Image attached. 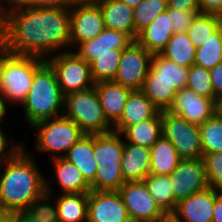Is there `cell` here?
Wrapping results in <instances>:
<instances>
[{"label":"cell","instance_id":"cell-1","mask_svg":"<svg viewBox=\"0 0 222 222\" xmlns=\"http://www.w3.org/2000/svg\"><path fill=\"white\" fill-rule=\"evenodd\" d=\"M0 42L18 55L47 59L64 52L71 47L70 7H6L0 11Z\"/></svg>","mask_w":222,"mask_h":222},{"label":"cell","instance_id":"cell-2","mask_svg":"<svg viewBox=\"0 0 222 222\" xmlns=\"http://www.w3.org/2000/svg\"><path fill=\"white\" fill-rule=\"evenodd\" d=\"M24 147L0 164V210H33L46 205L45 177ZM3 170V172L1 171Z\"/></svg>","mask_w":222,"mask_h":222},{"label":"cell","instance_id":"cell-3","mask_svg":"<svg viewBox=\"0 0 222 222\" xmlns=\"http://www.w3.org/2000/svg\"><path fill=\"white\" fill-rule=\"evenodd\" d=\"M28 126L63 115L64 95L52 66L45 60L36 70L33 82L22 104Z\"/></svg>","mask_w":222,"mask_h":222},{"label":"cell","instance_id":"cell-4","mask_svg":"<svg viewBox=\"0 0 222 222\" xmlns=\"http://www.w3.org/2000/svg\"><path fill=\"white\" fill-rule=\"evenodd\" d=\"M44 58L8 52L1 43L0 94L7 102L22 105L30 91L35 70Z\"/></svg>","mask_w":222,"mask_h":222},{"label":"cell","instance_id":"cell-5","mask_svg":"<svg viewBox=\"0 0 222 222\" xmlns=\"http://www.w3.org/2000/svg\"><path fill=\"white\" fill-rule=\"evenodd\" d=\"M63 115L74 121L85 134H106L113 131L95 85L65 95Z\"/></svg>","mask_w":222,"mask_h":222},{"label":"cell","instance_id":"cell-6","mask_svg":"<svg viewBox=\"0 0 222 222\" xmlns=\"http://www.w3.org/2000/svg\"><path fill=\"white\" fill-rule=\"evenodd\" d=\"M31 128H34L37 134L35 149L39 152L54 153L52 159L63 158L85 135L74 121L64 115L37 122Z\"/></svg>","mask_w":222,"mask_h":222},{"label":"cell","instance_id":"cell-7","mask_svg":"<svg viewBox=\"0 0 222 222\" xmlns=\"http://www.w3.org/2000/svg\"><path fill=\"white\" fill-rule=\"evenodd\" d=\"M45 60L52 66L64 96L95 85L90 64L74 51L65 49L64 52L54 54Z\"/></svg>","mask_w":222,"mask_h":222},{"label":"cell","instance_id":"cell-8","mask_svg":"<svg viewBox=\"0 0 222 222\" xmlns=\"http://www.w3.org/2000/svg\"><path fill=\"white\" fill-rule=\"evenodd\" d=\"M162 134L169 139L182 159L203 158L200 130L197 124L169 110L161 111Z\"/></svg>","mask_w":222,"mask_h":222},{"label":"cell","instance_id":"cell-9","mask_svg":"<svg viewBox=\"0 0 222 222\" xmlns=\"http://www.w3.org/2000/svg\"><path fill=\"white\" fill-rule=\"evenodd\" d=\"M105 29L102 11L94 0H79L70 7V43L78 46Z\"/></svg>","mask_w":222,"mask_h":222},{"label":"cell","instance_id":"cell-10","mask_svg":"<svg viewBox=\"0 0 222 222\" xmlns=\"http://www.w3.org/2000/svg\"><path fill=\"white\" fill-rule=\"evenodd\" d=\"M118 192L132 222H158L166 216L149 194L144 181L125 182Z\"/></svg>","mask_w":222,"mask_h":222},{"label":"cell","instance_id":"cell-11","mask_svg":"<svg viewBox=\"0 0 222 222\" xmlns=\"http://www.w3.org/2000/svg\"><path fill=\"white\" fill-rule=\"evenodd\" d=\"M152 54L137 40L123 49L118 71L113 80L131 90H141L150 68Z\"/></svg>","mask_w":222,"mask_h":222},{"label":"cell","instance_id":"cell-12","mask_svg":"<svg viewBox=\"0 0 222 222\" xmlns=\"http://www.w3.org/2000/svg\"><path fill=\"white\" fill-rule=\"evenodd\" d=\"M170 178L177 202L210 187L202 158L181 159Z\"/></svg>","mask_w":222,"mask_h":222},{"label":"cell","instance_id":"cell-13","mask_svg":"<svg viewBox=\"0 0 222 222\" xmlns=\"http://www.w3.org/2000/svg\"><path fill=\"white\" fill-rule=\"evenodd\" d=\"M87 222H132L118 191L88 193Z\"/></svg>","mask_w":222,"mask_h":222},{"label":"cell","instance_id":"cell-14","mask_svg":"<svg viewBox=\"0 0 222 222\" xmlns=\"http://www.w3.org/2000/svg\"><path fill=\"white\" fill-rule=\"evenodd\" d=\"M219 105L216 100L200 96L185 87L177 92L169 111L190 123L200 125L218 112Z\"/></svg>","mask_w":222,"mask_h":222},{"label":"cell","instance_id":"cell-15","mask_svg":"<svg viewBox=\"0 0 222 222\" xmlns=\"http://www.w3.org/2000/svg\"><path fill=\"white\" fill-rule=\"evenodd\" d=\"M47 181L45 179L46 206L52 212L55 221L87 222L88 193H61L52 202L53 187Z\"/></svg>","mask_w":222,"mask_h":222},{"label":"cell","instance_id":"cell-16","mask_svg":"<svg viewBox=\"0 0 222 222\" xmlns=\"http://www.w3.org/2000/svg\"><path fill=\"white\" fill-rule=\"evenodd\" d=\"M221 193L211 187L194 193L180 200L172 215L179 222H212L214 202Z\"/></svg>","mask_w":222,"mask_h":222},{"label":"cell","instance_id":"cell-17","mask_svg":"<svg viewBox=\"0 0 222 222\" xmlns=\"http://www.w3.org/2000/svg\"><path fill=\"white\" fill-rule=\"evenodd\" d=\"M134 39L125 32L105 28L97 37L84 41L74 51L87 63H91L100 54L113 53V49H125Z\"/></svg>","mask_w":222,"mask_h":222},{"label":"cell","instance_id":"cell-18","mask_svg":"<svg viewBox=\"0 0 222 222\" xmlns=\"http://www.w3.org/2000/svg\"><path fill=\"white\" fill-rule=\"evenodd\" d=\"M160 110L141 92L133 90L124 106L120 119L113 125V131L121 133L126 127L154 118Z\"/></svg>","mask_w":222,"mask_h":222},{"label":"cell","instance_id":"cell-19","mask_svg":"<svg viewBox=\"0 0 222 222\" xmlns=\"http://www.w3.org/2000/svg\"><path fill=\"white\" fill-rule=\"evenodd\" d=\"M100 7L105 28L122 31L130 35L134 40L138 37L135 30L133 7L121 0H94Z\"/></svg>","mask_w":222,"mask_h":222},{"label":"cell","instance_id":"cell-20","mask_svg":"<svg viewBox=\"0 0 222 222\" xmlns=\"http://www.w3.org/2000/svg\"><path fill=\"white\" fill-rule=\"evenodd\" d=\"M173 34L171 17L166 10L143 28L136 40L152 55L160 54Z\"/></svg>","mask_w":222,"mask_h":222},{"label":"cell","instance_id":"cell-21","mask_svg":"<svg viewBox=\"0 0 222 222\" xmlns=\"http://www.w3.org/2000/svg\"><path fill=\"white\" fill-rule=\"evenodd\" d=\"M95 87L105 116L114 125L120 119L127 99L133 90L114 81L97 82Z\"/></svg>","mask_w":222,"mask_h":222},{"label":"cell","instance_id":"cell-22","mask_svg":"<svg viewBox=\"0 0 222 222\" xmlns=\"http://www.w3.org/2000/svg\"><path fill=\"white\" fill-rule=\"evenodd\" d=\"M149 168L150 148L124 143L121 169L125 182L143 181L150 173Z\"/></svg>","mask_w":222,"mask_h":222},{"label":"cell","instance_id":"cell-23","mask_svg":"<svg viewBox=\"0 0 222 222\" xmlns=\"http://www.w3.org/2000/svg\"><path fill=\"white\" fill-rule=\"evenodd\" d=\"M63 158L74 164L89 184L94 181L98 162L93 150V134L83 135Z\"/></svg>","mask_w":222,"mask_h":222},{"label":"cell","instance_id":"cell-24","mask_svg":"<svg viewBox=\"0 0 222 222\" xmlns=\"http://www.w3.org/2000/svg\"><path fill=\"white\" fill-rule=\"evenodd\" d=\"M124 138L117 132L93 134V150L95 160L103 166L121 165Z\"/></svg>","mask_w":222,"mask_h":222},{"label":"cell","instance_id":"cell-25","mask_svg":"<svg viewBox=\"0 0 222 222\" xmlns=\"http://www.w3.org/2000/svg\"><path fill=\"white\" fill-rule=\"evenodd\" d=\"M181 159L171 141L162 135L150 147V173L170 175Z\"/></svg>","mask_w":222,"mask_h":222},{"label":"cell","instance_id":"cell-26","mask_svg":"<svg viewBox=\"0 0 222 222\" xmlns=\"http://www.w3.org/2000/svg\"><path fill=\"white\" fill-rule=\"evenodd\" d=\"M56 182L62 193H89L90 184L84 179L80 170L64 158L53 159Z\"/></svg>","mask_w":222,"mask_h":222},{"label":"cell","instance_id":"cell-27","mask_svg":"<svg viewBox=\"0 0 222 222\" xmlns=\"http://www.w3.org/2000/svg\"><path fill=\"white\" fill-rule=\"evenodd\" d=\"M189 68L177 65L160 54H153L147 75H154V81H165L180 90L186 87Z\"/></svg>","mask_w":222,"mask_h":222},{"label":"cell","instance_id":"cell-28","mask_svg":"<svg viewBox=\"0 0 222 222\" xmlns=\"http://www.w3.org/2000/svg\"><path fill=\"white\" fill-rule=\"evenodd\" d=\"M120 134L127 140L124 143L150 148L163 135L161 111L152 119L126 127Z\"/></svg>","mask_w":222,"mask_h":222},{"label":"cell","instance_id":"cell-29","mask_svg":"<svg viewBox=\"0 0 222 222\" xmlns=\"http://www.w3.org/2000/svg\"><path fill=\"white\" fill-rule=\"evenodd\" d=\"M143 181L160 209L166 215H172L178 202L174 199L170 175L149 173Z\"/></svg>","mask_w":222,"mask_h":222},{"label":"cell","instance_id":"cell-30","mask_svg":"<svg viewBox=\"0 0 222 222\" xmlns=\"http://www.w3.org/2000/svg\"><path fill=\"white\" fill-rule=\"evenodd\" d=\"M195 54L196 48L189 39L187 32L173 34L160 53L166 59L187 68L194 65Z\"/></svg>","mask_w":222,"mask_h":222},{"label":"cell","instance_id":"cell-31","mask_svg":"<svg viewBox=\"0 0 222 222\" xmlns=\"http://www.w3.org/2000/svg\"><path fill=\"white\" fill-rule=\"evenodd\" d=\"M179 90L174 84L165 81H154V75H147L141 92L160 110H169Z\"/></svg>","mask_w":222,"mask_h":222},{"label":"cell","instance_id":"cell-32","mask_svg":"<svg viewBox=\"0 0 222 222\" xmlns=\"http://www.w3.org/2000/svg\"><path fill=\"white\" fill-rule=\"evenodd\" d=\"M222 27V17L215 14H198L189 27L187 34L195 48L205 44L207 40Z\"/></svg>","mask_w":222,"mask_h":222},{"label":"cell","instance_id":"cell-33","mask_svg":"<svg viewBox=\"0 0 222 222\" xmlns=\"http://www.w3.org/2000/svg\"><path fill=\"white\" fill-rule=\"evenodd\" d=\"M122 51L123 49H113V53L100 54L90 63L91 75L95 83L115 79Z\"/></svg>","mask_w":222,"mask_h":222},{"label":"cell","instance_id":"cell-34","mask_svg":"<svg viewBox=\"0 0 222 222\" xmlns=\"http://www.w3.org/2000/svg\"><path fill=\"white\" fill-rule=\"evenodd\" d=\"M222 62V27L196 49L194 64L211 70Z\"/></svg>","mask_w":222,"mask_h":222},{"label":"cell","instance_id":"cell-35","mask_svg":"<svg viewBox=\"0 0 222 222\" xmlns=\"http://www.w3.org/2000/svg\"><path fill=\"white\" fill-rule=\"evenodd\" d=\"M198 127L203 153H222V116L217 112Z\"/></svg>","mask_w":222,"mask_h":222},{"label":"cell","instance_id":"cell-36","mask_svg":"<svg viewBox=\"0 0 222 222\" xmlns=\"http://www.w3.org/2000/svg\"><path fill=\"white\" fill-rule=\"evenodd\" d=\"M124 183L121 165L98 164L95 179L90 186L92 191H118Z\"/></svg>","mask_w":222,"mask_h":222},{"label":"cell","instance_id":"cell-37","mask_svg":"<svg viewBox=\"0 0 222 222\" xmlns=\"http://www.w3.org/2000/svg\"><path fill=\"white\" fill-rule=\"evenodd\" d=\"M167 0H142L133 8L135 30L139 33L157 15L167 10Z\"/></svg>","mask_w":222,"mask_h":222},{"label":"cell","instance_id":"cell-38","mask_svg":"<svg viewBox=\"0 0 222 222\" xmlns=\"http://www.w3.org/2000/svg\"><path fill=\"white\" fill-rule=\"evenodd\" d=\"M186 88L196 94L214 100V90L210 78V70L197 65L189 67Z\"/></svg>","mask_w":222,"mask_h":222},{"label":"cell","instance_id":"cell-39","mask_svg":"<svg viewBox=\"0 0 222 222\" xmlns=\"http://www.w3.org/2000/svg\"><path fill=\"white\" fill-rule=\"evenodd\" d=\"M206 176L209 186L222 192V153H203Z\"/></svg>","mask_w":222,"mask_h":222},{"label":"cell","instance_id":"cell-40","mask_svg":"<svg viewBox=\"0 0 222 222\" xmlns=\"http://www.w3.org/2000/svg\"><path fill=\"white\" fill-rule=\"evenodd\" d=\"M172 21L173 33L187 32L200 10L184 11L178 8L167 7Z\"/></svg>","mask_w":222,"mask_h":222},{"label":"cell","instance_id":"cell-41","mask_svg":"<svg viewBox=\"0 0 222 222\" xmlns=\"http://www.w3.org/2000/svg\"><path fill=\"white\" fill-rule=\"evenodd\" d=\"M15 222H56L50 209L43 207L14 212Z\"/></svg>","mask_w":222,"mask_h":222},{"label":"cell","instance_id":"cell-42","mask_svg":"<svg viewBox=\"0 0 222 222\" xmlns=\"http://www.w3.org/2000/svg\"><path fill=\"white\" fill-rule=\"evenodd\" d=\"M79 0H13L10 6L43 8V7H71Z\"/></svg>","mask_w":222,"mask_h":222},{"label":"cell","instance_id":"cell-43","mask_svg":"<svg viewBox=\"0 0 222 222\" xmlns=\"http://www.w3.org/2000/svg\"><path fill=\"white\" fill-rule=\"evenodd\" d=\"M8 140L9 139H7V136L4 135V132L1 130L0 127V164L13 158L24 147L23 143L19 142V144H15L11 142L10 144V141ZM6 148H9V150H7Z\"/></svg>","mask_w":222,"mask_h":222},{"label":"cell","instance_id":"cell-44","mask_svg":"<svg viewBox=\"0 0 222 222\" xmlns=\"http://www.w3.org/2000/svg\"><path fill=\"white\" fill-rule=\"evenodd\" d=\"M210 78L214 90V100L222 103V62L210 70Z\"/></svg>","mask_w":222,"mask_h":222},{"label":"cell","instance_id":"cell-45","mask_svg":"<svg viewBox=\"0 0 222 222\" xmlns=\"http://www.w3.org/2000/svg\"><path fill=\"white\" fill-rule=\"evenodd\" d=\"M200 14H215L222 17V0H200Z\"/></svg>","mask_w":222,"mask_h":222},{"label":"cell","instance_id":"cell-46","mask_svg":"<svg viewBox=\"0 0 222 222\" xmlns=\"http://www.w3.org/2000/svg\"><path fill=\"white\" fill-rule=\"evenodd\" d=\"M167 3L168 7L178 8L179 10H200V0H167Z\"/></svg>","mask_w":222,"mask_h":222},{"label":"cell","instance_id":"cell-47","mask_svg":"<svg viewBox=\"0 0 222 222\" xmlns=\"http://www.w3.org/2000/svg\"><path fill=\"white\" fill-rule=\"evenodd\" d=\"M212 222H222V193L215 199Z\"/></svg>","mask_w":222,"mask_h":222},{"label":"cell","instance_id":"cell-48","mask_svg":"<svg viewBox=\"0 0 222 222\" xmlns=\"http://www.w3.org/2000/svg\"><path fill=\"white\" fill-rule=\"evenodd\" d=\"M6 99L0 94V127H2V123L4 122V117L7 114V104Z\"/></svg>","mask_w":222,"mask_h":222},{"label":"cell","instance_id":"cell-49","mask_svg":"<svg viewBox=\"0 0 222 222\" xmlns=\"http://www.w3.org/2000/svg\"><path fill=\"white\" fill-rule=\"evenodd\" d=\"M0 222H15L14 212L0 210Z\"/></svg>","mask_w":222,"mask_h":222},{"label":"cell","instance_id":"cell-50","mask_svg":"<svg viewBox=\"0 0 222 222\" xmlns=\"http://www.w3.org/2000/svg\"><path fill=\"white\" fill-rule=\"evenodd\" d=\"M158 222H179L173 215H166L164 218L160 219Z\"/></svg>","mask_w":222,"mask_h":222},{"label":"cell","instance_id":"cell-51","mask_svg":"<svg viewBox=\"0 0 222 222\" xmlns=\"http://www.w3.org/2000/svg\"><path fill=\"white\" fill-rule=\"evenodd\" d=\"M130 7H136L142 0H121Z\"/></svg>","mask_w":222,"mask_h":222},{"label":"cell","instance_id":"cell-52","mask_svg":"<svg viewBox=\"0 0 222 222\" xmlns=\"http://www.w3.org/2000/svg\"><path fill=\"white\" fill-rule=\"evenodd\" d=\"M12 1H13V0H0L1 3L4 2V3L0 4V11H2L3 9H5L6 6L9 7V5H11ZM5 3H6V4H5ZM7 4H8V5H7Z\"/></svg>","mask_w":222,"mask_h":222},{"label":"cell","instance_id":"cell-53","mask_svg":"<svg viewBox=\"0 0 222 222\" xmlns=\"http://www.w3.org/2000/svg\"><path fill=\"white\" fill-rule=\"evenodd\" d=\"M218 113L222 116V103L218 107Z\"/></svg>","mask_w":222,"mask_h":222},{"label":"cell","instance_id":"cell-54","mask_svg":"<svg viewBox=\"0 0 222 222\" xmlns=\"http://www.w3.org/2000/svg\"><path fill=\"white\" fill-rule=\"evenodd\" d=\"M0 66H1V42H0Z\"/></svg>","mask_w":222,"mask_h":222}]
</instances>
